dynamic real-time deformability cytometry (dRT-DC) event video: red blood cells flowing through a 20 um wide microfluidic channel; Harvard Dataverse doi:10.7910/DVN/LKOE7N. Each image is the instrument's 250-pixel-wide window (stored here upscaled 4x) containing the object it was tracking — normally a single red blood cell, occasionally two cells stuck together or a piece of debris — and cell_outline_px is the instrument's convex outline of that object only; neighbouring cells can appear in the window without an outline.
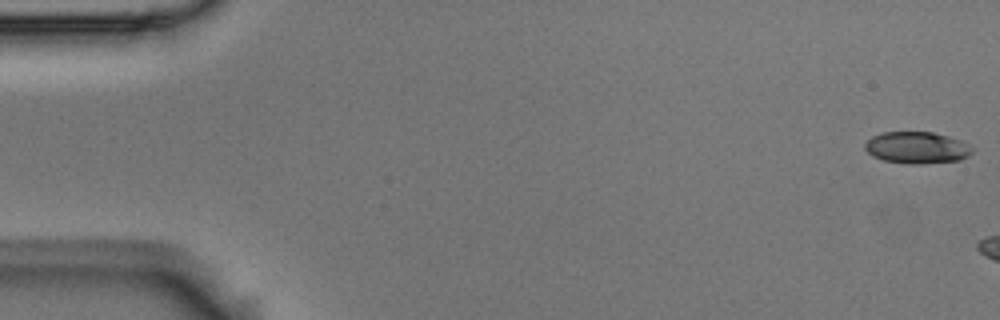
{"species": "Egyptian fruit bat (a non-hibernating species)", "species_latin": "Rousettus aegyptiacus", "temperature_condition": "room temperature", "stored_images_in_passage": 4, "camera_frame_rate_fps": 3000, "um_per_image_px": 0.085, "animal": {"sex": "male"}, "frame": {"image": 1, "passage_image": 1, "time_ms": 0.0, "image_size_px": [1000, 320], "cell_outline_px": [[972, 152], [968, 156], [960, 160], [920, 164], [908, 164], [884, 160], [872, 156], [864, 148], [864, 144], [872, 136], [884, 132], [932, 132], [948, 136], [960, 140], [968, 144], [972, 148]], "centroid_in_image_um": [77.93, 12.55], "position_along_channel_um": 7.1, "area_um2": 19.83}}